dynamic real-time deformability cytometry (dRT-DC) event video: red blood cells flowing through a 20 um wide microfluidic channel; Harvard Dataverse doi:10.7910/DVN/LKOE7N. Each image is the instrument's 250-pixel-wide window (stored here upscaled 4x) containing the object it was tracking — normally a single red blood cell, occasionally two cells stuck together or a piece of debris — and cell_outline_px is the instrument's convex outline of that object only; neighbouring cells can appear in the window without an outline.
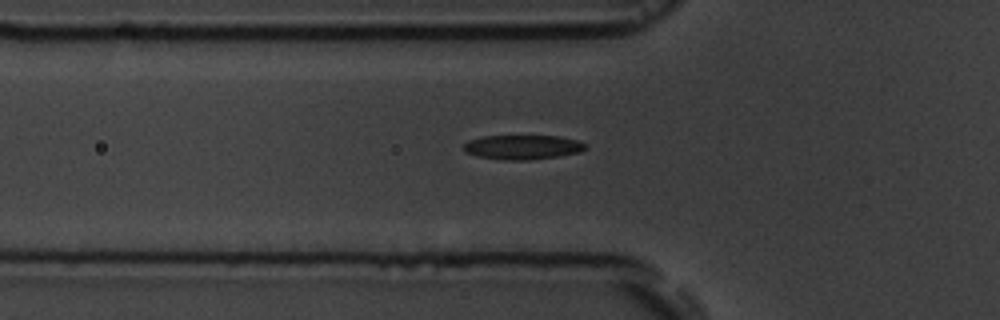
{"species": "common noctule bat (a hibernating species)", "species_latin": "Nyctalus noctula", "temperature_condition": "room temperature", "stored_images_in_passage": 7, "camera_frame_rate_fps": 3000, "um_per_image_px": 0.085, "animal": {"sex": "male", "body_mass_g": 19.5, "forearm_length_mm": 54.6}, "frame": {"image": 1, "passage_image": 7, "time_ms": 6.667, "image_size_px": [1000, 320], "cell_outline_px": [[588, 148], [580, 152], [532, 160], [504, 160], [476, 156], [464, 152], [464, 144], [468, 140], [480, 136], [556, 136], [576, 140], [588, 144]], "centroid_in_image_um": [44.4, 12.51], "position_along_channel_um": 81.4, "area_um2": 17.46}}